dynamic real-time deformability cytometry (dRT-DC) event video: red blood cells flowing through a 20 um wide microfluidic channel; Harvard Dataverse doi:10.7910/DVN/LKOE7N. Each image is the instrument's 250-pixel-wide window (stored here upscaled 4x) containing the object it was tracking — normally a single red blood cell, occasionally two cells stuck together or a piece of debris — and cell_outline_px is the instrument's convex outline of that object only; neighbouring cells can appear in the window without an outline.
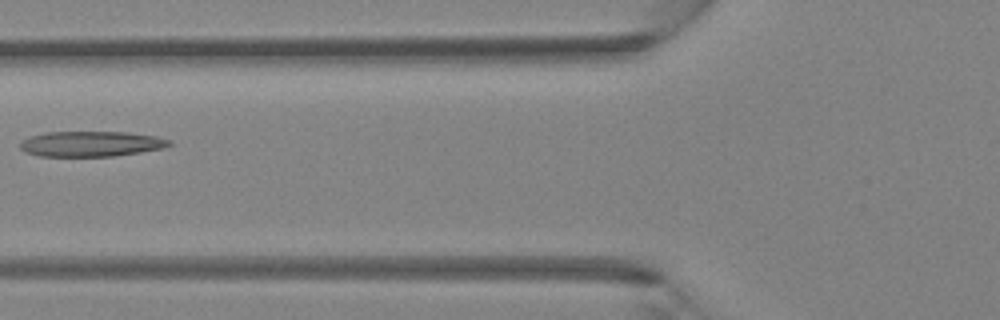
{"species": "Egyptian fruit bat (a non-hibernating species)", "species_latin": "Rousettus aegyptiacus", "temperature_condition": "room temperature", "stored_images_in_passage": 3, "camera_frame_rate_fps": 3000, "um_per_image_px": 0.085, "animal": {"sex": "female"}, "frame": {"image": 1, "passage_image": 3, "time_ms": 0.667, "image_size_px": [1000, 320], "cell_outline_px": [[172, 144], [164, 148], [140, 152], [112, 156], [40, 156], [28, 152], [20, 148], [20, 144], [28, 136], [48, 132], [128, 132], [156, 136], [168, 140]], "centroid_in_image_um": [7.75, 12.22], "position_along_channel_um": 118.0, "area_um2": 21.85}}